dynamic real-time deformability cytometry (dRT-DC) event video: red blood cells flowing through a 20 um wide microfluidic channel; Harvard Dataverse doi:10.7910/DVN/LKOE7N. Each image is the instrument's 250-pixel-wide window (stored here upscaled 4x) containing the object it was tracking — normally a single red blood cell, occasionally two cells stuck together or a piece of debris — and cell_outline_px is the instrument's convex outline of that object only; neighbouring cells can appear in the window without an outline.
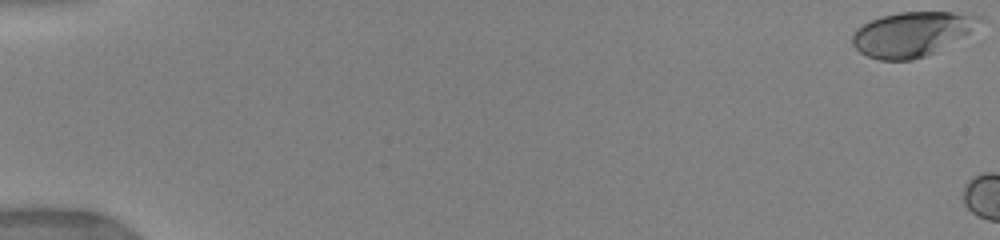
{"species": "human", "species_latin": "Homo sapiens", "temperature_condition": "warm", "stored_images_in_passage": 8, "camera_frame_rate_fps": 3000, "um_per_image_px": 0.085, "donor": {"sex": "female"}, "frame": {"image": 1, "passage_image": 1, "time_ms": 0.0, "image_size_px": [1000, 240], "cell_outline_px": [[980, 16], [968, 32], [932, 52], [924, 56], [912, 60], [880, 60], [868, 56], [860, 52], [852, 44], [852, 36], [856, 28], [880, 16], [900, 12], [952, 12]], "centroid_in_image_um": [77.37, 2.89], "position_along_channel_um": 7.6, "area_um2": 31.85}}